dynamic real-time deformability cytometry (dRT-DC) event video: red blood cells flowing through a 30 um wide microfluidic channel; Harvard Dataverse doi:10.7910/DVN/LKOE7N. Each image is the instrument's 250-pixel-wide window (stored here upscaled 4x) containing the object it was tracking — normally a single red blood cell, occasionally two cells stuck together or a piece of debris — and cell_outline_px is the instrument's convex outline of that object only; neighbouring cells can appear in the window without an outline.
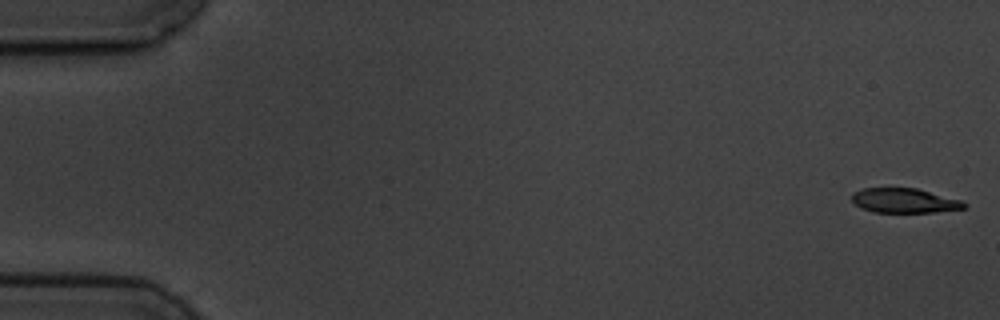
{"species": "common noctule bat (a hibernating species)", "species_latin": "Nyctalus noctula", "temperature_condition": "cold", "stored_images_in_passage": 4, "camera_frame_rate_fps": 3000, "um_per_image_px": 0.085, "animal": {"sex": "male", "body_mass_g": 19.5, "forearm_length_mm": 54.6}, "frame": {"image": 1, "passage_image": 1, "time_ms": 0.0, "image_size_px": [1000, 320], "cell_outline_px": [[968, 204], [964, 208], [936, 212], [872, 212], [856, 204], [852, 200], [852, 192], [864, 188], [916, 188], [964, 200]], "centroid_in_image_um": [76.92, 17.04], "position_along_channel_um": 8.1, "area_um2": 16.13}}
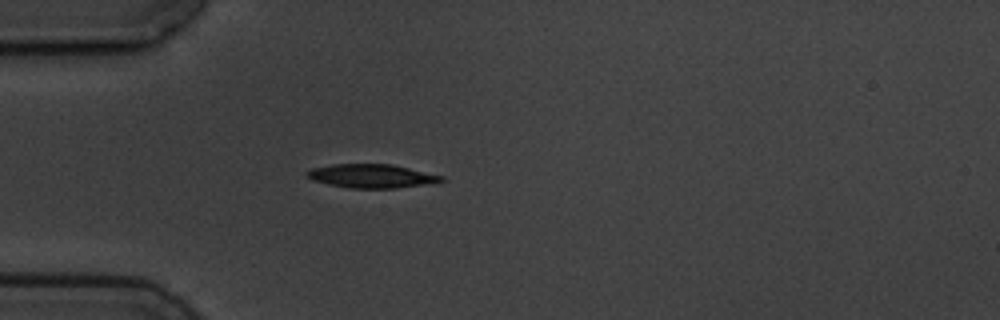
{"frame": {"image": 2, "passage_image": 4, "time_ms": 5.0, "image_size_px": [1000, 320], "cell_outline_px": [[444, 180], [420, 184], [392, 188], [352, 188], [328, 184], [312, 180], [304, 176], [304, 172], [312, 168], [332, 164], [392, 164], [444, 176]], "centroid_in_image_um": [31.48, 14.94], "position_along_channel_um": 53.5, "area_um2": 18.32}}